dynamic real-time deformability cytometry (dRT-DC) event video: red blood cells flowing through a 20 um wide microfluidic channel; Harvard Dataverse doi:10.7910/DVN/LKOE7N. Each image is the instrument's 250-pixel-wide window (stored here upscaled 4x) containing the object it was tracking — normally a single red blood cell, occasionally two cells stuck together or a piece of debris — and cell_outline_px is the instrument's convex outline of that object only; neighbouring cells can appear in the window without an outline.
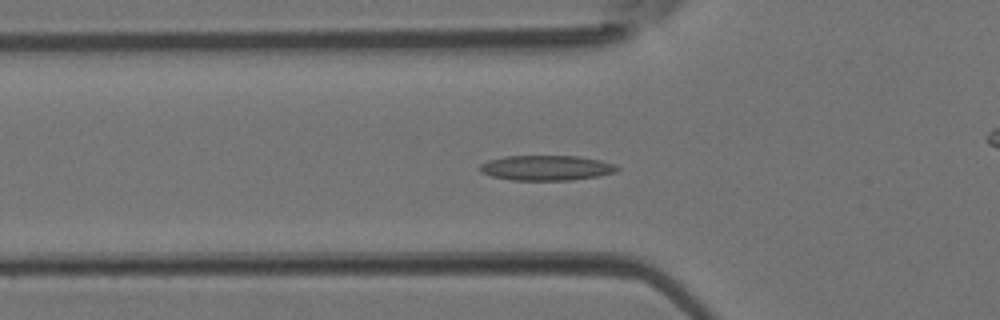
{"species": "Egyptian fruit bat (a non-hibernating species)", "species_latin": "Rousettus aegyptiacus", "temperature_condition": "room temperature", "stored_images_in_passage": 45, "camera_frame_rate_fps": 3000, "um_per_image_px": 0.085, "animal": {"sex": "female"}, "frame": {"image": 1, "passage_image": 15, "time_ms": 4.667, "image_size_px": [1000, 320], "cell_outline_px": [[620, 168], [616, 172], [600, 176], [568, 180], [512, 180], [492, 176], [480, 172], [480, 164], [488, 160], [504, 156], [580, 156], [600, 160], [612, 164]], "centroid_in_image_um": [46.43, 14.26], "position_along_channel_um": 79.4, "area_um2": 20.06}}
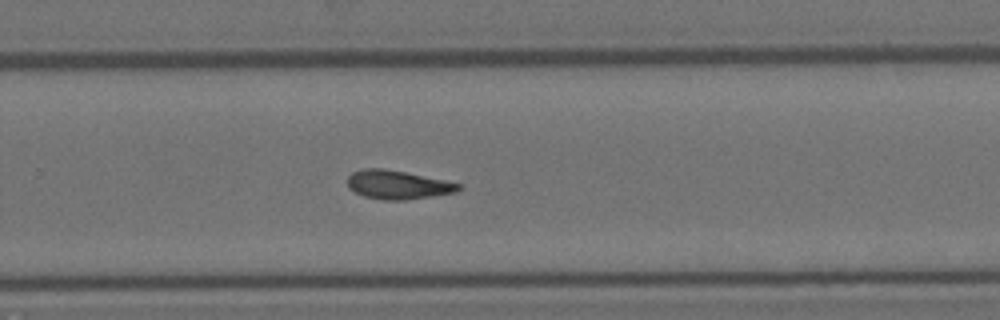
{"frame": {"image": 2, "passage_image": 29, "time_ms": 9.333, "image_size_px": [1000, 320], "cell_outline_px": [[460, 188], [456, 192], [432, 196], [404, 200], [384, 200], [364, 196], [348, 188], [348, 176], [352, 172], [364, 168], [384, 168], [444, 180], [460, 184]], "centroid_in_image_um": [33.77, 15.7], "position_along_channel_um": 296.0, "area_um2": 18.38}}
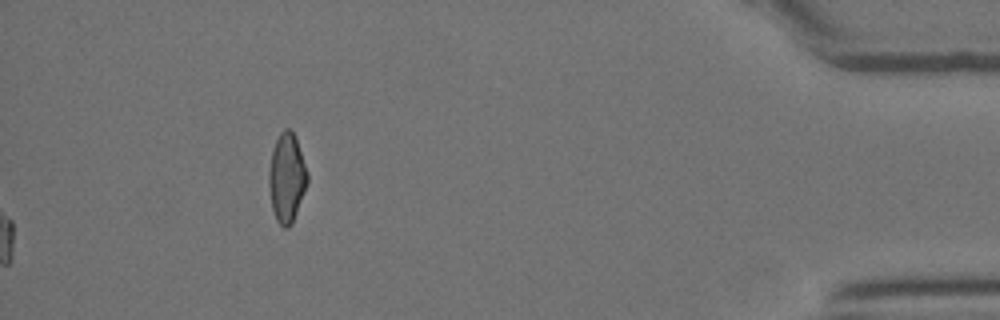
{"frame": {"image": 3, "passage_image": 45, "time_ms": 14.667, "image_size_px": [1000, 320], "cell_outline_px": [[308, 180], [292, 224], [288, 228], [284, 228], [276, 220], [272, 208], [268, 184], [268, 172], [272, 152], [276, 140], [280, 132], [284, 128], [288, 128], [296, 136], [308, 172]], "centroid_in_image_um": [24.37, 15.1], "position_along_channel_um": 410.8, "area_um2": 20.0}}